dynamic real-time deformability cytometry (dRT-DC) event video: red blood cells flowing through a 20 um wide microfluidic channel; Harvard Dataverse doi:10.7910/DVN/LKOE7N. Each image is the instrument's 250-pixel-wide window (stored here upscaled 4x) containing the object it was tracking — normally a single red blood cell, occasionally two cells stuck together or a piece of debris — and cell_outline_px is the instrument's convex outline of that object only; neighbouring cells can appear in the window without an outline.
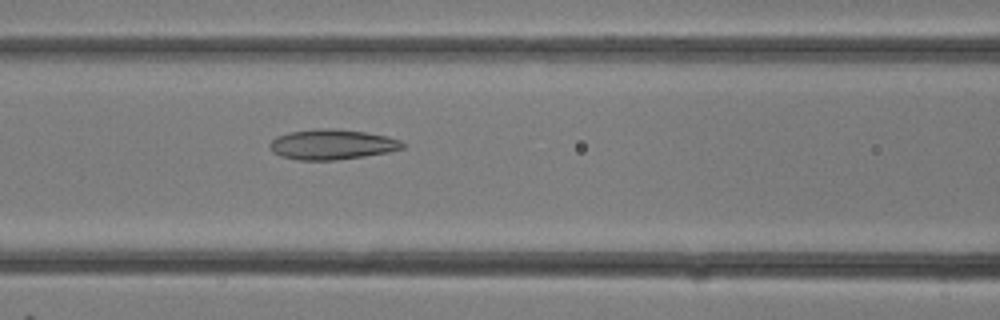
{"species": "common noctule bat (a hibernating species)", "species_latin": "Nyctalus noctula", "temperature_condition": "room temperature", "stored_images_in_passage": 13, "camera_frame_rate_fps": 3000, "um_per_image_px": 0.085, "animal": {"sex": "female"}, "frame": {"image": 1, "passage_image": 13, "time_ms": 4.0, "image_size_px": [1000, 320], "cell_outline_px": [[408, 144], [404, 148], [388, 152], [364, 156], [336, 160], [300, 160], [280, 156], [272, 152], [268, 144], [276, 136], [288, 132], [316, 128], [336, 128], [364, 132], [388, 136], [400, 140]], "centroid_in_image_um": [28.22, 12.27], "position_along_channel_um": 138.4, "area_um2": 23.64}}